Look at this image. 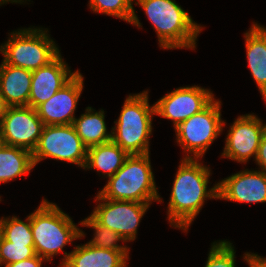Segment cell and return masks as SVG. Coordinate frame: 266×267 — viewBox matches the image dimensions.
<instances>
[{
	"instance_id": "obj_1",
	"label": "cell",
	"mask_w": 266,
	"mask_h": 267,
	"mask_svg": "<svg viewBox=\"0 0 266 267\" xmlns=\"http://www.w3.org/2000/svg\"><path fill=\"white\" fill-rule=\"evenodd\" d=\"M210 167L199 159H181L173 181L167 218L171 226L187 232L206 199H218V183L208 188Z\"/></svg>"
},
{
	"instance_id": "obj_2",
	"label": "cell",
	"mask_w": 266,
	"mask_h": 267,
	"mask_svg": "<svg viewBox=\"0 0 266 267\" xmlns=\"http://www.w3.org/2000/svg\"><path fill=\"white\" fill-rule=\"evenodd\" d=\"M145 11L162 49L195 50L202 26L197 24L175 0H136Z\"/></svg>"
},
{
	"instance_id": "obj_3",
	"label": "cell",
	"mask_w": 266,
	"mask_h": 267,
	"mask_svg": "<svg viewBox=\"0 0 266 267\" xmlns=\"http://www.w3.org/2000/svg\"><path fill=\"white\" fill-rule=\"evenodd\" d=\"M31 230L36 254L48 262L63 252L64 246L85 237L68 214L45 198L31 213Z\"/></svg>"
},
{
	"instance_id": "obj_4",
	"label": "cell",
	"mask_w": 266,
	"mask_h": 267,
	"mask_svg": "<svg viewBox=\"0 0 266 267\" xmlns=\"http://www.w3.org/2000/svg\"><path fill=\"white\" fill-rule=\"evenodd\" d=\"M98 194L109 200L140 203L162 202L156 187L150 153L129 155L123 166Z\"/></svg>"
},
{
	"instance_id": "obj_5",
	"label": "cell",
	"mask_w": 266,
	"mask_h": 267,
	"mask_svg": "<svg viewBox=\"0 0 266 267\" xmlns=\"http://www.w3.org/2000/svg\"><path fill=\"white\" fill-rule=\"evenodd\" d=\"M148 90L129 95L124 101L118 120L112 127V141L129 155L150 153L154 104L150 106Z\"/></svg>"
},
{
	"instance_id": "obj_6",
	"label": "cell",
	"mask_w": 266,
	"mask_h": 267,
	"mask_svg": "<svg viewBox=\"0 0 266 267\" xmlns=\"http://www.w3.org/2000/svg\"><path fill=\"white\" fill-rule=\"evenodd\" d=\"M45 28H22L9 34V39L0 46L3 62L28 70L47 65L59 53L55 41Z\"/></svg>"
},
{
	"instance_id": "obj_7",
	"label": "cell",
	"mask_w": 266,
	"mask_h": 267,
	"mask_svg": "<svg viewBox=\"0 0 266 267\" xmlns=\"http://www.w3.org/2000/svg\"><path fill=\"white\" fill-rule=\"evenodd\" d=\"M221 118V101L214 99L201 112L174 128L176 142L187 154L184 159H200L204 156L226 125Z\"/></svg>"
},
{
	"instance_id": "obj_8",
	"label": "cell",
	"mask_w": 266,
	"mask_h": 267,
	"mask_svg": "<svg viewBox=\"0 0 266 267\" xmlns=\"http://www.w3.org/2000/svg\"><path fill=\"white\" fill-rule=\"evenodd\" d=\"M46 158L76 164L84 169L87 147L77 135L73 124L44 125L38 144L32 152L34 166Z\"/></svg>"
},
{
	"instance_id": "obj_9",
	"label": "cell",
	"mask_w": 266,
	"mask_h": 267,
	"mask_svg": "<svg viewBox=\"0 0 266 267\" xmlns=\"http://www.w3.org/2000/svg\"><path fill=\"white\" fill-rule=\"evenodd\" d=\"M96 201L99 204L97 202L91 216L100 225L117 232L126 242H133L137 238L139 223L151 204L104 199L98 193Z\"/></svg>"
},
{
	"instance_id": "obj_10",
	"label": "cell",
	"mask_w": 266,
	"mask_h": 267,
	"mask_svg": "<svg viewBox=\"0 0 266 267\" xmlns=\"http://www.w3.org/2000/svg\"><path fill=\"white\" fill-rule=\"evenodd\" d=\"M213 92L200 86L179 87L154 103L155 115L172 120L173 127L201 112L214 100Z\"/></svg>"
},
{
	"instance_id": "obj_11",
	"label": "cell",
	"mask_w": 266,
	"mask_h": 267,
	"mask_svg": "<svg viewBox=\"0 0 266 267\" xmlns=\"http://www.w3.org/2000/svg\"><path fill=\"white\" fill-rule=\"evenodd\" d=\"M265 130L266 124L254 113L238 116L228 130L221 156L239 163H247L251 157L255 161Z\"/></svg>"
},
{
	"instance_id": "obj_12",
	"label": "cell",
	"mask_w": 266,
	"mask_h": 267,
	"mask_svg": "<svg viewBox=\"0 0 266 267\" xmlns=\"http://www.w3.org/2000/svg\"><path fill=\"white\" fill-rule=\"evenodd\" d=\"M0 126L4 144L32 153L38 144L44 124L36 109L16 106L8 108Z\"/></svg>"
},
{
	"instance_id": "obj_13",
	"label": "cell",
	"mask_w": 266,
	"mask_h": 267,
	"mask_svg": "<svg viewBox=\"0 0 266 267\" xmlns=\"http://www.w3.org/2000/svg\"><path fill=\"white\" fill-rule=\"evenodd\" d=\"M84 77L78 73L49 100L40 104L36 111L44 125L73 124L77 103L81 97Z\"/></svg>"
},
{
	"instance_id": "obj_14",
	"label": "cell",
	"mask_w": 266,
	"mask_h": 267,
	"mask_svg": "<svg viewBox=\"0 0 266 267\" xmlns=\"http://www.w3.org/2000/svg\"><path fill=\"white\" fill-rule=\"evenodd\" d=\"M218 199L239 203L266 202V172L242 170L218 182Z\"/></svg>"
},
{
	"instance_id": "obj_15",
	"label": "cell",
	"mask_w": 266,
	"mask_h": 267,
	"mask_svg": "<svg viewBox=\"0 0 266 267\" xmlns=\"http://www.w3.org/2000/svg\"><path fill=\"white\" fill-rule=\"evenodd\" d=\"M79 70L72 72L59 53L47 65L32 71L31 90L28 107L36 109L49 100L67 84Z\"/></svg>"
},
{
	"instance_id": "obj_16",
	"label": "cell",
	"mask_w": 266,
	"mask_h": 267,
	"mask_svg": "<svg viewBox=\"0 0 266 267\" xmlns=\"http://www.w3.org/2000/svg\"><path fill=\"white\" fill-rule=\"evenodd\" d=\"M65 255L59 267H123L129 259V251H115L92 246L77 245Z\"/></svg>"
},
{
	"instance_id": "obj_17",
	"label": "cell",
	"mask_w": 266,
	"mask_h": 267,
	"mask_svg": "<svg viewBox=\"0 0 266 267\" xmlns=\"http://www.w3.org/2000/svg\"><path fill=\"white\" fill-rule=\"evenodd\" d=\"M32 71L6 64L0 65V94L10 107L28 106Z\"/></svg>"
},
{
	"instance_id": "obj_18",
	"label": "cell",
	"mask_w": 266,
	"mask_h": 267,
	"mask_svg": "<svg viewBox=\"0 0 266 267\" xmlns=\"http://www.w3.org/2000/svg\"><path fill=\"white\" fill-rule=\"evenodd\" d=\"M244 37L248 66L264 98L266 96V27L253 22Z\"/></svg>"
},
{
	"instance_id": "obj_19",
	"label": "cell",
	"mask_w": 266,
	"mask_h": 267,
	"mask_svg": "<svg viewBox=\"0 0 266 267\" xmlns=\"http://www.w3.org/2000/svg\"><path fill=\"white\" fill-rule=\"evenodd\" d=\"M129 154L113 141L87 148L84 170L94 169L104 177L113 176L125 162Z\"/></svg>"
},
{
	"instance_id": "obj_20",
	"label": "cell",
	"mask_w": 266,
	"mask_h": 267,
	"mask_svg": "<svg viewBox=\"0 0 266 267\" xmlns=\"http://www.w3.org/2000/svg\"><path fill=\"white\" fill-rule=\"evenodd\" d=\"M86 112L75 118L73 126L83 144L89 148L112 141V132L107 131L104 110L96 111L87 107Z\"/></svg>"
},
{
	"instance_id": "obj_21",
	"label": "cell",
	"mask_w": 266,
	"mask_h": 267,
	"mask_svg": "<svg viewBox=\"0 0 266 267\" xmlns=\"http://www.w3.org/2000/svg\"><path fill=\"white\" fill-rule=\"evenodd\" d=\"M34 167L30 151L6 144L0 147V183L21 178Z\"/></svg>"
},
{
	"instance_id": "obj_22",
	"label": "cell",
	"mask_w": 266,
	"mask_h": 267,
	"mask_svg": "<svg viewBox=\"0 0 266 267\" xmlns=\"http://www.w3.org/2000/svg\"><path fill=\"white\" fill-rule=\"evenodd\" d=\"M133 1L135 0H89V8L95 13L114 16L141 28Z\"/></svg>"
},
{
	"instance_id": "obj_23",
	"label": "cell",
	"mask_w": 266,
	"mask_h": 267,
	"mask_svg": "<svg viewBox=\"0 0 266 267\" xmlns=\"http://www.w3.org/2000/svg\"><path fill=\"white\" fill-rule=\"evenodd\" d=\"M23 220L16 216L0 218V235L14 244H34L31 230V214Z\"/></svg>"
},
{
	"instance_id": "obj_24",
	"label": "cell",
	"mask_w": 266,
	"mask_h": 267,
	"mask_svg": "<svg viewBox=\"0 0 266 267\" xmlns=\"http://www.w3.org/2000/svg\"><path fill=\"white\" fill-rule=\"evenodd\" d=\"M81 226L94 229V237L89 244L99 248L112 249L115 251H129L127 245H119V241L126 242L117 232L100 225L91 215L80 222ZM118 242V243H117Z\"/></svg>"
},
{
	"instance_id": "obj_25",
	"label": "cell",
	"mask_w": 266,
	"mask_h": 267,
	"mask_svg": "<svg viewBox=\"0 0 266 267\" xmlns=\"http://www.w3.org/2000/svg\"><path fill=\"white\" fill-rule=\"evenodd\" d=\"M36 255L34 244H14L0 235V266L26 260Z\"/></svg>"
},
{
	"instance_id": "obj_26",
	"label": "cell",
	"mask_w": 266,
	"mask_h": 267,
	"mask_svg": "<svg viewBox=\"0 0 266 267\" xmlns=\"http://www.w3.org/2000/svg\"><path fill=\"white\" fill-rule=\"evenodd\" d=\"M235 249L230 241H214L205 267H235Z\"/></svg>"
},
{
	"instance_id": "obj_27",
	"label": "cell",
	"mask_w": 266,
	"mask_h": 267,
	"mask_svg": "<svg viewBox=\"0 0 266 267\" xmlns=\"http://www.w3.org/2000/svg\"><path fill=\"white\" fill-rule=\"evenodd\" d=\"M255 162L260 167L259 170L266 172V130L261 137Z\"/></svg>"
},
{
	"instance_id": "obj_28",
	"label": "cell",
	"mask_w": 266,
	"mask_h": 267,
	"mask_svg": "<svg viewBox=\"0 0 266 267\" xmlns=\"http://www.w3.org/2000/svg\"><path fill=\"white\" fill-rule=\"evenodd\" d=\"M44 261L46 260L36 255L32 258L6 265L5 267H42Z\"/></svg>"
},
{
	"instance_id": "obj_29",
	"label": "cell",
	"mask_w": 266,
	"mask_h": 267,
	"mask_svg": "<svg viewBox=\"0 0 266 267\" xmlns=\"http://www.w3.org/2000/svg\"><path fill=\"white\" fill-rule=\"evenodd\" d=\"M243 255L244 261H246L249 267H266V258L261 257L258 254L246 252Z\"/></svg>"
},
{
	"instance_id": "obj_30",
	"label": "cell",
	"mask_w": 266,
	"mask_h": 267,
	"mask_svg": "<svg viewBox=\"0 0 266 267\" xmlns=\"http://www.w3.org/2000/svg\"><path fill=\"white\" fill-rule=\"evenodd\" d=\"M10 106L7 104L5 99L0 94V122L7 113V110Z\"/></svg>"
},
{
	"instance_id": "obj_31",
	"label": "cell",
	"mask_w": 266,
	"mask_h": 267,
	"mask_svg": "<svg viewBox=\"0 0 266 267\" xmlns=\"http://www.w3.org/2000/svg\"><path fill=\"white\" fill-rule=\"evenodd\" d=\"M27 0H0V6L3 4H5V3H23V2H26Z\"/></svg>"
},
{
	"instance_id": "obj_32",
	"label": "cell",
	"mask_w": 266,
	"mask_h": 267,
	"mask_svg": "<svg viewBox=\"0 0 266 267\" xmlns=\"http://www.w3.org/2000/svg\"><path fill=\"white\" fill-rule=\"evenodd\" d=\"M3 145H4V142H3V136H2L1 126H0V147Z\"/></svg>"
}]
</instances>
